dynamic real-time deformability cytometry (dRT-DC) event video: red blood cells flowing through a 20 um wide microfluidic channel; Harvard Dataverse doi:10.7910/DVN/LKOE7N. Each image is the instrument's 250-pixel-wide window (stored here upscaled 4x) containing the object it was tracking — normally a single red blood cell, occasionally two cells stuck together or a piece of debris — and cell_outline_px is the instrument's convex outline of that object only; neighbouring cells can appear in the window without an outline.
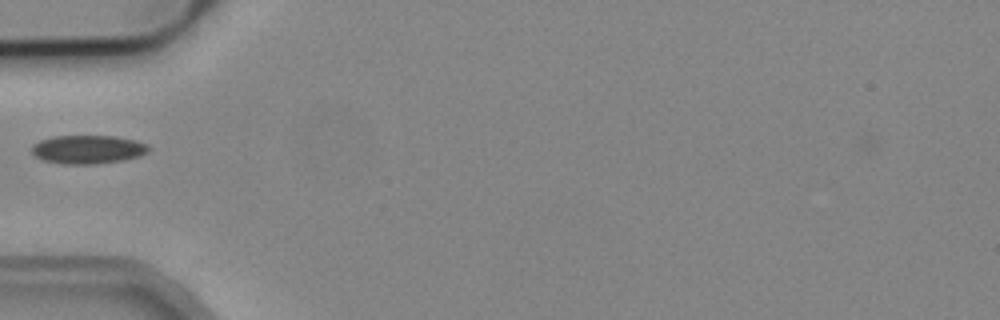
{"species": "common noctule bat (a hibernating species)", "species_latin": "Nyctalus noctula", "temperature_condition": "cold", "stored_images_in_passage": 2, "camera_frame_rate_fps": 3000, "um_per_image_px": 0.085, "animal": {"sex": "male", "body_mass_g": 19.2, "forearm_length_mm": 51.8}, "frame": {"image": 1, "passage_image": 1, "time_ms": 0.0, "image_size_px": [1000, 320], "cell_outline_px": [[148, 152], [140, 156], [124, 160], [96, 164], [60, 164], [40, 160], [32, 152], [32, 144], [40, 140], [52, 136], [116, 136], [136, 140], [148, 144]], "centroid_in_image_um": [7.46, 12.7], "position_along_channel_um": 77.5, "area_um2": 19.71}}